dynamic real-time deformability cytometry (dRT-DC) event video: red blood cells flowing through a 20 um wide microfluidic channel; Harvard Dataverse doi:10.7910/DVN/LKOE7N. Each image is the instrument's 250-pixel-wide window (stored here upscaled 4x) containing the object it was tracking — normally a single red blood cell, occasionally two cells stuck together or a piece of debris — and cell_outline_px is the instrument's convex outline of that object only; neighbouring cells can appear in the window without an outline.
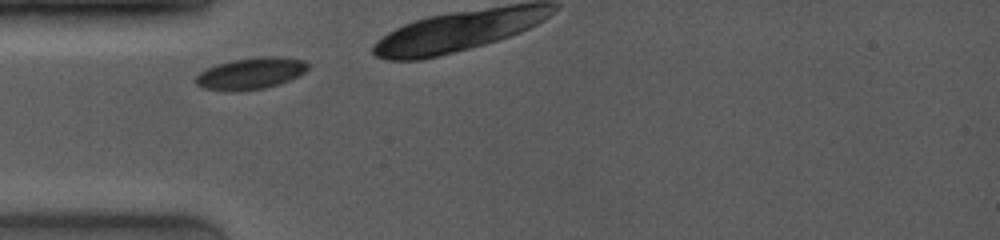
{"species": "common noctule bat (a hibernating species)", "species_latin": "Nyctalus noctula", "temperature_condition": "room temperature", "stored_images_in_passage": 4, "camera_frame_rate_fps": 4000, "um_per_image_px": 0.085, "animal": {"sex": "female", "body_mass_g": 19.0, "forearm_length_mm": 53.3}, "frame": {"image": 1, "passage_image": 1, "time_ms": 0.0, "image_size_px": [1000, 240], "cell_outline_px": [[308, 68], [304, 72], [288, 80], [264, 88], [236, 92], [224, 92], [204, 88], [196, 84], [196, 76], [200, 72], [216, 64], [232, 60], [260, 56], [284, 56], [304, 60], [308, 64]], "centroid_in_image_um": [21.29, 6.24], "position_along_channel_um": 63.7, "area_um2": 20.75}}